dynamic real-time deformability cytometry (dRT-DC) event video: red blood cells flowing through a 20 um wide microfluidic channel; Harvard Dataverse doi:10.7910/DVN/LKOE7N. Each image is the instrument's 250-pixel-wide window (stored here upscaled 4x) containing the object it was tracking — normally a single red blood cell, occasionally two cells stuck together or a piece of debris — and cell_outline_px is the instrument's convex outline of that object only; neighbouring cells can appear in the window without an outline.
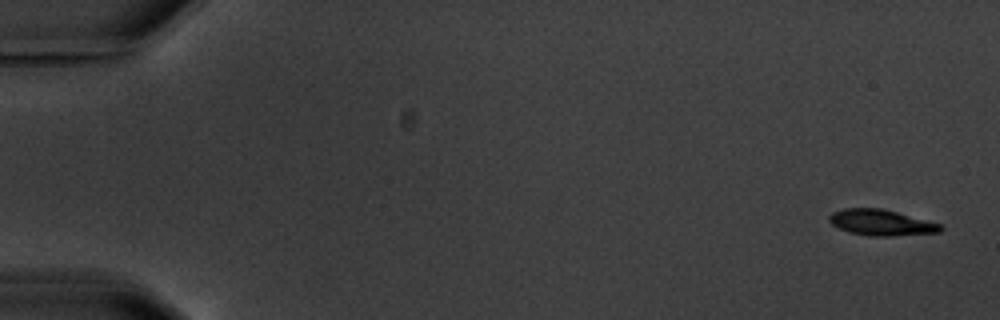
{"species": "common noctule bat (a hibernating species)", "species_latin": "Nyctalus noctula", "temperature_condition": "warm", "stored_images_in_passage": 15, "camera_frame_rate_fps": 3000, "um_per_image_px": 0.085, "animal": {"sex": "male", "body_mass_g": 20.1, "forearm_length_mm": 53.5}, "frame": {"image": 1, "passage_image": 1, "time_ms": 0.0, "image_size_px": [1000, 320], "cell_outline_px": [[944, 228], [940, 232], [892, 236], [868, 236], [848, 232], [832, 224], [828, 220], [828, 216], [832, 212], [844, 208], [884, 208], [940, 224]], "centroid_in_image_um": [74.88, 18.91], "position_along_channel_um": 10.1, "area_um2": 16.88}}
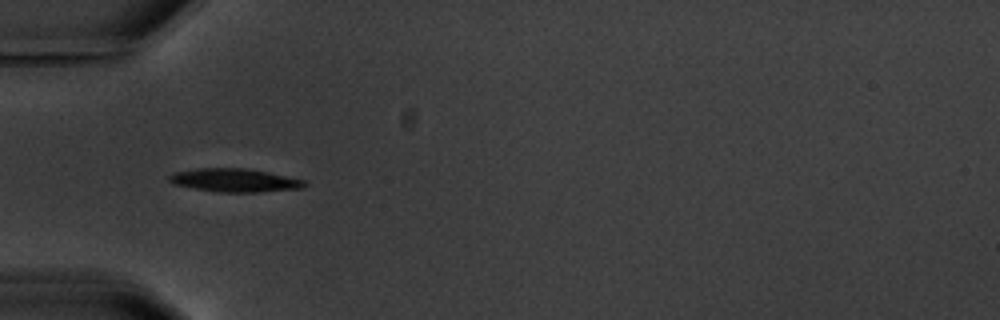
{"frame": {"image": 2, "passage_image": 5, "time_ms": 5.667, "image_size_px": [1000, 320], "cell_outline_px": [[308, 184], [304, 188], [256, 192], [216, 192], [172, 184], [168, 180], [168, 176], [176, 172], [200, 168], [244, 168], [268, 172], [304, 180]], "centroid_in_image_um": [19.95, 15.33], "position_along_channel_um": 65.1, "area_um2": 18.32}, "authors_computed_cell_mechanics": {"area_um2": 17.918, "velocity_mm_per_s": 3.5318, "shape_relaxation_time_tau1_ms": 1.7646, "shape_relaxation_time_tau2_ms": 2.5977, "deformation_change_tau1": 0.1178, "deformation_change_tau2": 0.0466}}